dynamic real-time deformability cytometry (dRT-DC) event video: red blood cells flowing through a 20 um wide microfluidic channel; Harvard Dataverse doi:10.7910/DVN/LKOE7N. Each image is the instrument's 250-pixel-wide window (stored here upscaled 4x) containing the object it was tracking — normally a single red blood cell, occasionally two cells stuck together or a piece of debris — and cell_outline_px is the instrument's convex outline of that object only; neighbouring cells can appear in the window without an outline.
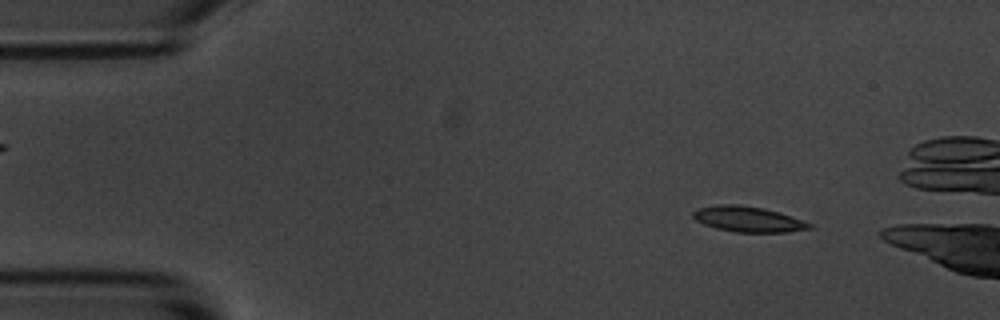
{"species": "common noctule bat (a hibernating species)", "species_latin": "Nyctalus noctula", "temperature_condition": "room temperature", "stored_images_in_passage": 3, "camera_frame_rate_fps": 3000, "um_per_image_px": 0.085, "animal": {"sex": "male", "body_mass_g": 20.1, "forearm_length_mm": 53.5}, "frame": {"image": 1, "passage_image": 1, "time_ms": 0.0, "image_size_px": [1000, 320], "cell_outline_px": [[812, 228], [788, 232], [736, 232], [716, 228], [704, 224], [696, 220], [692, 216], [692, 212], [696, 208], [716, 204], [736, 204], [764, 208], [780, 212], [812, 224]], "centroid_in_image_um": [63.55, 18.62], "position_along_channel_um": 21.4, "area_um2": 17.34}}